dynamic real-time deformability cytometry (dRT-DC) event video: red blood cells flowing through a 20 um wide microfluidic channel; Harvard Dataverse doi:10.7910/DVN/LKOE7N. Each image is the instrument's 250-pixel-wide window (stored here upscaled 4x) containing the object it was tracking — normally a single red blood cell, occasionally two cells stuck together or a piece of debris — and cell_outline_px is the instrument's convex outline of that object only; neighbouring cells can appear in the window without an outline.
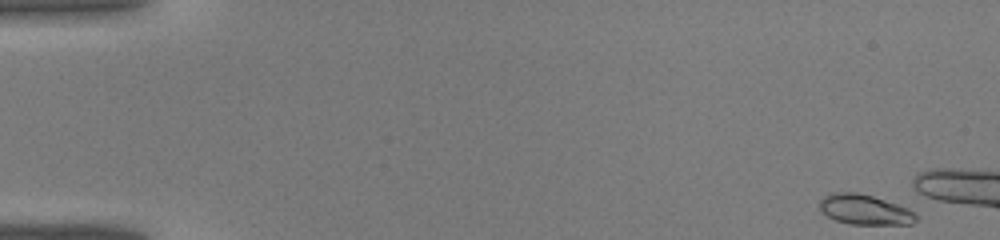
{"species": "common noctule bat (a hibernating species)", "species_latin": "Nyctalus noctula", "temperature_condition": "warm", "stored_images_in_passage": 16, "camera_frame_rate_fps": 3000, "um_per_image_px": 0.085, "animal": {"sex": "male", "body_mass_g": 19.0, "forearm_length_mm": 50.8}, "frame": {"image": 1, "passage_image": 1, "time_ms": 0.0, "image_size_px": [1000, 240], "cell_outline_px": [[916, 220], [912, 224], [848, 224], [836, 220], [820, 212], [820, 200], [824, 196], [832, 192], [856, 192], [872, 196], [908, 208], [916, 216]], "centroid_in_image_um": [73.45, 17.82], "position_along_channel_um": 11.5, "area_um2": 16.76}}
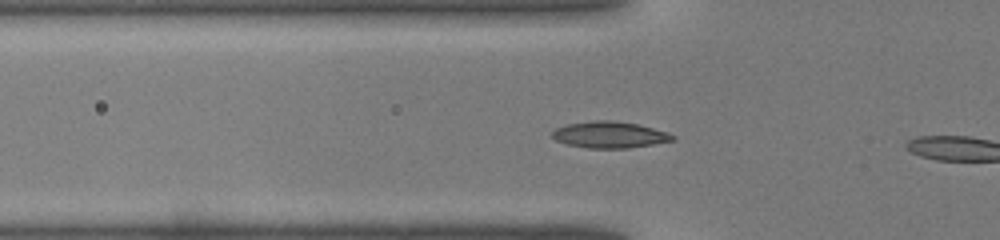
{"frame": {"image": 2, "passage_image": 14, "time_ms": 4.333, "image_size_px": [1000, 240], "cell_outline_px": [[676, 140], [628, 148], [588, 148], [568, 144], [556, 140], [552, 136], [552, 132], [556, 128], [568, 124], [592, 120], [612, 120], [640, 124], [668, 132], [676, 136]], "centroid_in_image_um": [51.86, 11.44], "position_along_channel_um": 73.9, "area_um2": 18.61}}